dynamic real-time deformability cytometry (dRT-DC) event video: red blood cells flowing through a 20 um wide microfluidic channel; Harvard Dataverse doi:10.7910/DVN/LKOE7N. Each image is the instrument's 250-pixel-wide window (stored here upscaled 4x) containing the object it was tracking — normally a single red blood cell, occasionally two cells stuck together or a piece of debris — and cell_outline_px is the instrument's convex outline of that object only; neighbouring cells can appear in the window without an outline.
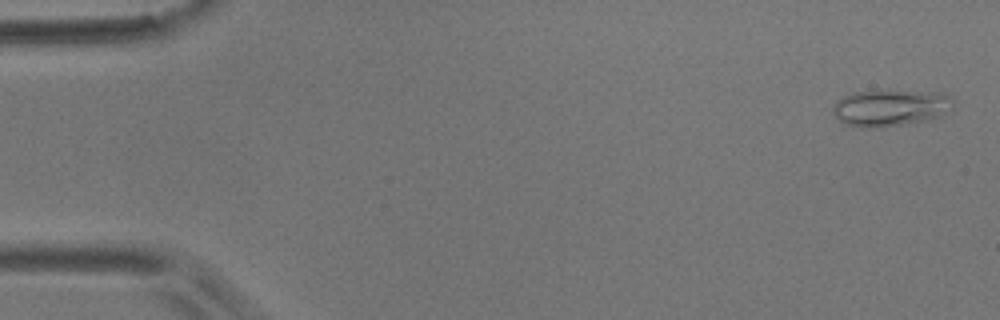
{"species": "common noctule bat (a hibernating species)", "species_latin": "Nyctalus noctula", "temperature_condition": "room temperature", "stored_images_in_passage": 2, "camera_frame_rate_fps": 3000, "um_per_image_px": 0.085, "animal": {"sex": "male", "body_mass_g": 17.9}, "frame": {"image": 1, "passage_image": 2, "time_ms": 0.333, "image_size_px": [1000, 320], "cell_outline_px": [[956, 100], [952, 108], [944, 116], [928, 120], [876, 128], [860, 128], [844, 124], [832, 112], [832, 108], [836, 100], [852, 92], [876, 88], [888, 88], [944, 92], [952, 96]], "centroid_in_image_um": [75.74, 9.1], "position_along_channel_um": 9.3, "area_um2": 27.28}}